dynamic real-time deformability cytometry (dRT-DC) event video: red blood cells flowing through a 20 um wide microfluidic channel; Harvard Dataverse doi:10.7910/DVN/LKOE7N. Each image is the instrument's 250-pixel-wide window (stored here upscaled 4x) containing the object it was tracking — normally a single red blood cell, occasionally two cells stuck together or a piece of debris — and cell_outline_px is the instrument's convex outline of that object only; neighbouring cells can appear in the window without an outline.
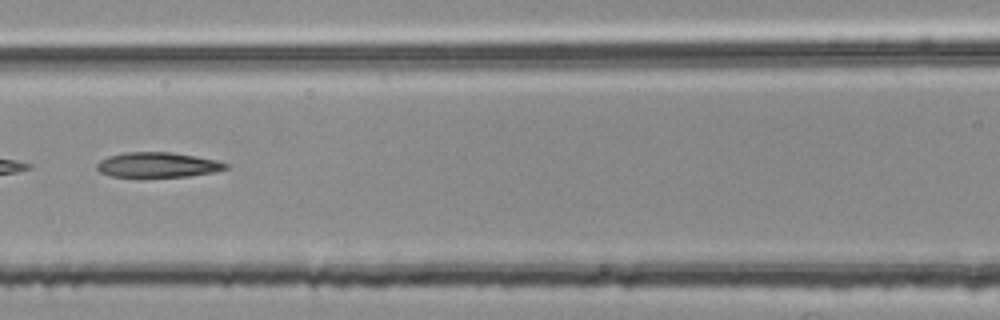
{"species": "common noctule bat (a hibernating species)", "species_latin": "Nyctalus noctula", "temperature_condition": "room temperature", "stored_images_in_passage": 36, "camera_frame_rate_fps": 3000, "um_per_image_px": 0.085, "animal": {"sex": "female", "body_mass_g": 25.1}, "frame": {"image": 1, "passage_image": 11, "time_ms": 3.333, "image_size_px": [1000, 320], "cell_outline_px": [[228, 168], [212, 172], [188, 176], [140, 180], [112, 176], [100, 172], [96, 168], [96, 164], [100, 160], [108, 156], [124, 152], [172, 152], [196, 156], [216, 160], [228, 164]], "centroid_in_image_um": [13.33, 14.05], "position_along_channel_um": 153.3, "area_um2": 19.65}}